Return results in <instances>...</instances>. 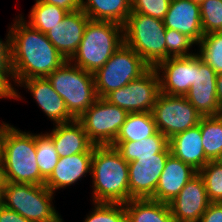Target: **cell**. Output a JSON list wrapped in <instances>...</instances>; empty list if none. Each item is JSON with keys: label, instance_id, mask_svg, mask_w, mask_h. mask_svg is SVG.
Listing matches in <instances>:
<instances>
[{"label": "cell", "instance_id": "cell-1", "mask_svg": "<svg viewBox=\"0 0 222 222\" xmlns=\"http://www.w3.org/2000/svg\"><path fill=\"white\" fill-rule=\"evenodd\" d=\"M14 19L9 26L7 72L13 90V100L17 101L23 99L15 88L21 81L34 77H47L66 60L48 40L46 34L26 23L22 13Z\"/></svg>", "mask_w": 222, "mask_h": 222}, {"label": "cell", "instance_id": "cell-2", "mask_svg": "<svg viewBox=\"0 0 222 222\" xmlns=\"http://www.w3.org/2000/svg\"><path fill=\"white\" fill-rule=\"evenodd\" d=\"M92 201L126 203L129 201L128 162L112 146H94L91 174Z\"/></svg>", "mask_w": 222, "mask_h": 222}, {"label": "cell", "instance_id": "cell-3", "mask_svg": "<svg viewBox=\"0 0 222 222\" xmlns=\"http://www.w3.org/2000/svg\"><path fill=\"white\" fill-rule=\"evenodd\" d=\"M123 44L124 26L111 21L89 20L82 41L69 61L94 74Z\"/></svg>", "mask_w": 222, "mask_h": 222}, {"label": "cell", "instance_id": "cell-4", "mask_svg": "<svg viewBox=\"0 0 222 222\" xmlns=\"http://www.w3.org/2000/svg\"><path fill=\"white\" fill-rule=\"evenodd\" d=\"M3 164L7 182L45 184L37 164L35 134L9 123H6Z\"/></svg>", "mask_w": 222, "mask_h": 222}, {"label": "cell", "instance_id": "cell-5", "mask_svg": "<svg viewBox=\"0 0 222 222\" xmlns=\"http://www.w3.org/2000/svg\"><path fill=\"white\" fill-rule=\"evenodd\" d=\"M53 194L45 185L7 182L1 204L31 222H64L52 204Z\"/></svg>", "mask_w": 222, "mask_h": 222}, {"label": "cell", "instance_id": "cell-6", "mask_svg": "<svg viewBox=\"0 0 222 222\" xmlns=\"http://www.w3.org/2000/svg\"><path fill=\"white\" fill-rule=\"evenodd\" d=\"M47 78L75 119H78L98 98L93 73L81 69L69 60Z\"/></svg>", "mask_w": 222, "mask_h": 222}, {"label": "cell", "instance_id": "cell-7", "mask_svg": "<svg viewBox=\"0 0 222 222\" xmlns=\"http://www.w3.org/2000/svg\"><path fill=\"white\" fill-rule=\"evenodd\" d=\"M166 27L163 20L130 13L124 25V43L150 67L166 60Z\"/></svg>", "mask_w": 222, "mask_h": 222}, {"label": "cell", "instance_id": "cell-8", "mask_svg": "<svg viewBox=\"0 0 222 222\" xmlns=\"http://www.w3.org/2000/svg\"><path fill=\"white\" fill-rule=\"evenodd\" d=\"M150 66L125 43L94 75L95 90L99 98H104L113 90L120 89L139 78Z\"/></svg>", "mask_w": 222, "mask_h": 222}, {"label": "cell", "instance_id": "cell-9", "mask_svg": "<svg viewBox=\"0 0 222 222\" xmlns=\"http://www.w3.org/2000/svg\"><path fill=\"white\" fill-rule=\"evenodd\" d=\"M127 115L125 109L98 97L77 120L94 145L106 146L114 142Z\"/></svg>", "mask_w": 222, "mask_h": 222}, {"label": "cell", "instance_id": "cell-10", "mask_svg": "<svg viewBox=\"0 0 222 222\" xmlns=\"http://www.w3.org/2000/svg\"><path fill=\"white\" fill-rule=\"evenodd\" d=\"M160 133L168 139L199 124L201 114L185 96L160 93L152 109Z\"/></svg>", "mask_w": 222, "mask_h": 222}, {"label": "cell", "instance_id": "cell-11", "mask_svg": "<svg viewBox=\"0 0 222 222\" xmlns=\"http://www.w3.org/2000/svg\"><path fill=\"white\" fill-rule=\"evenodd\" d=\"M159 94V76L157 70L150 67L139 78L111 91L104 99L128 113L151 112Z\"/></svg>", "mask_w": 222, "mask_h": 222}, {"label": "cell", "instance_id": "cell-12", "mask_svg": "<svg viewBox=\"0 0 222 222\" xmlns=\"http://www.w3.org/2000/svg\"><path fill=\"white\" fill-rule=\"evenodd\" d=\"M170 154L168 146L161 153L139 157V159L128 163L129 200L146 199L154 195L159 177Z\"/></svg>", "mask_w": 222, "mask_h": 222}, {"label": "cell", "instance_id": "cell-13", "mask_svg": "<svg viewBox=\"0 0 222 222\" xmlns=\"http://www.w3.org/2000/svg\"><path fill=\"white\" fill-rule=\"evenodd\" d=\"M216 78V72L196 53L194 84L185 97L201 116L222 114L216 98Z\"/></svg>", "mask_w": 222, "mask_h": 222}, {"label": "cell", "instance_id": "cell-14", "mask_svg": "<svg viewBox=\"0 0 222 222\" xmlns=\"http://www.w3.org/2000/svg\"><path fill=\"white\" fill-rule=\"evenodd\" d=\"M210 203L205 182L198 173L168 205L175 222H199Z\"/></svg>", "mask_w": 222, "mask_h": 222}, {"label": "cell", "instance_id": "cell-15", "mask_svg": "<svg viewBox=\"0 0 222 222\" xmlns=\"http://www.w3.org/2000/svg\"><path fill=\"white\" fill-rule=\"evenodd\" d=\"M154 68L159 76L160 93L185 96L194 84L195 54L188 57H170Z\"/></svg>", "mask_w": 222, "mask_h": 222}, {"label": "cell", "instance_id": "cell-16", "mask_svg": "<svg viewBox=\"0 0 222 222\" xmlns=\"http://www.w3.org/2000/svg\"><path fill=\"white\" fill-rule=\"evenodd\" d=\"M19 86L30 92L38 107L48 119L53 121V125L75 120L67 110L64 100L54 90L47 77L29 78L21 81L17 88Z\"/></svg>", "mask_w": 222, "mask_h": 222}, {"label": "cell", "instance_id": "cell-17", "mask_svg": "<svg viewBox=\"0 0 222 222\" xmlns=\"http://www.w3.org/2000/svg\"><path fill=\"white\" fill-rule=\"evenodd\" d=\"M89 20L82 9L68 12L62 22L46 33L48 40L65 60H70L76 53Z\"/></svg>", "mask_w": 222, "mask_h": 222}, {"label": "cell", "instance_id": "cell-18", "mask_svg": "<svg viewBox=\"0 0 222 222\" xmlns=\"http://www.w3.org/2000/svg\"><path fill=\"white\" fill-rule=\"evenodd\" d=\"M197 174L198 171L192 166L170 154L159 177L155 193L150 199L169 203Z\"/></svg>", "mask_w": 222, "mask_h": 222}, {"label": "cell", "instance_id": "cell-19", "mask_svg": "<svg viewBox=\"0 0 222 222\" xmlns=\"http://www.w3.org/2000/svg\"><path fill=\"white\" fill-rule=\"evenodd\" d=\"M163 22L166 29L181 32L196 44L204 35L201 26L200 5L190 0H171Z\"/></svg>", "mask_w": 222, "mask_h": 222}, {"label": "cell", "instance_id": "cell-20", "mask_svg": "<svg viewBox=\"0 0 222 222\" xmlns=\"http://www.w3.org/2000/svg\"><path fill=\"white\" fill-rule=\"evenodd\" d=\"M92 156L93 152H84L59 157L57 165L44 185L54 194L59 189L74 185L88 173L91 174Z\"/></svg>", "mask_w": 222, "mask_h": 222}, {"label": "cell", "instance_id": "cell-21", "mask_svg": "<svg viewBox=\"0 0 222 222\" xmlns=\"http://www.w3.org/2000/svg\"><path fill=\"white\" fill-rule=\"evenodd\" d=\"M49 132L47 134L52 138L59 157L94 151L95 145L88 139L87 133L77 119L55 124Z\"/></svg>", "mask_w": 222, "mask_h": 222}, {"label": "cell", "instance_id": "cell-22", "mask_svg": "<svg viewBox=\"0 0 222 222\" xmlns=\"http://www.w3.org/2000/svg\"><path fill=\"white\" fill-rule=\"evenodd\" d=\"M169 148L173 156L192 166L198 172L210 161L204 153L200 122L170 138Z\"/></svg>", "mask_w": 222, "mask_h": 222}, {"label": "cell", "instance_id": "cell-23", "mask_svg": "<svg viewBox=\"0 0 222 222\" xmlns=\"http://www.w3.org/2000/svg\"><path fill=\"white\" fill-rule=\"evenodd\" d=\"M132 0H82L81 9L94 21H111L125 25L131 13Z\"/></svg>", "mask_w": 222, "mask_h": 222}, {"label": "cell", "instance_id": "cell-24", "mask_svg": "<svg viewBox=\"0 0 222 222\" xmlns=\"http://www.w3.org/2000/svg\"><path fill=\"white\" fill-rule=\"evenodd\" d=\"M126 222H175L168 203L150 198L124 203Z\"/></svg>", "mask_w": 222, "mask_h": 222}, {"label": "cell", "instance_id": "cell-25", "mask_svg": "<svg viewBox=\"0 0 222 222\" xmlns=\"http://www.w3.org/2000/svg\"><path fill=\"white\" fill-rule=\"evenodd\" d=\"M114 147L122 158L130 163L139 157L153 156L163 152L169 146V139L159 131L141 141H114Z\"/></svg>", "mask_w": 222, "mask_h": 222}, {"label": "cell", "instance_id": "cell-26", "mask_svg": "<svg viewBox=\"0 0 222 222\" xmlns=\"http://www.w3.org/2000/svg\"><path fill=\"white\" fill-rule=\"evenodd\" d=\"M158 132L152 112L128 113L114 141H141Z\"/></svg>", "mask_w": 222, "mask_h": 222}, {"label": "cell", "instance_id": "cell-27", "mask_svg": "<svg viewBox=\"0 0 222 222\" xmlns=\"http://www.w3.org/2000/svg\"><path fill=\"white\" fill-rule=\"evenodd\" d=\"M200 131L205 156L210 161H217L222 156V114L202 116Z\"/></svg>", "mask_w": 222, "mask_h": 222}, {"label": "cell", "instance_id": "cell-28", "mask_svg": "<svg viewBox=\"0 0 222 222\" xmlns=\"http://www.w3.org/2000/svg\"><path fill=\"white\" fill-rule=\"evenodd\" d=\"M29 12L28 23L32 28L46 34L52 27L62 22L68 11L53 4L35 0Z\"/></svg>", "mask_w": 222, "mask_h": 222}, {"label": "cell", "instance_id": "cell-29", "mask_svg": "<svg viewBox=\"0 0 222 222\" xmlns=\"http://www.w3.org/2000/svg\"><path fill=\"white\" fill-rule=\"evenodd\" d=\"M36 158L41 177L46 181L58 163L59 155L52 138L46 133H35Z\"/></svg>", "mask_w": 222, "mask_h": 222}, {"label": "cell", "instance_id": "cell-30", "mask_svg": "<svg viewBox=\"0 0 222 222\" xmlns=\"http://www.w3.org/2000/svg\"><path fill=\"white\" fill-rule=\"evenodd\" d=\"M197 54L217 75L222 74V31L204 34L198 42Z\"/></svg>", "mask_w": 222, "mask_h": 222}, {"label": "cell", "instance_id": "cell-31", "mask_svg": "<svg viewBox=\"0 0 222 222\" xmlns=\"http://www.w3.org/2000/svg\"><path fill=\"white\" fill-rule=\"evenodd\" d=\"M210 202H222V163L209 161L199 172Z\"/></svg>", "mask_w": 222, "mask_h": 222}, {"label": "cell", "instance_id": "cell-32", "mask_svg": "<svg viewBox=\"0 0 222 222\" xmlns=\"http://www.w3.org/2000/svg\"><path fill=\"white\" fill-rule=\"evenodd\" d=\"M94 208L83 222H126V211L122 203L93 202Z\"/></svg>", "mask_w": 222, "mask_h": 222}, {"label": "cell", "instance_id": "cell-33", "mask_svg": "<svg viewBox=\"0 0 222 222\" xmlns=\"http://www.w3.org/2000/svg\"><path fill=\"white\" fill-rule=\"evenodd\" d=\"M200 15L204 34L222 31V0H204Z\"/></svg>", "mask_w": 222, "mask_h": 222}, {"label": "cell", "instance_id": "cell-34", "mask_svg": "<svg viewBox=\"0 0 222 222\" xmlns=\"http://www.w3.org/2000/svg\"><path fill=\"white\" fill-rule=\"evenodd\" d=\"M166 59L170 57H188L196 54L192 46L197 44L188 36L173 29H166Z\"/></svg>", "mask_w": 222, "mask_h": 222}, {"label": "cell", "instance_id": "cell-35", "mask_svg": "<svg viewBox=\"0 0 222 222\" xmlns=\"http://www.w3.org/2000/svg\"><path fill=\"white\" fill-rule=\"evenodd\" d=\"M171 0H132L131 13H140L164 20Z\"/></svg>", "mask_w": 222, "mask_h": 222}, {"label": "cell", "instance_id": "cell-36", "mask_svg": "<svg viewBox=\"0 0 222 222\" xmlns=\"http://www.w3.org/2000/svg\"><path fill=\"white\" fill-rule=\"evenodd\" d=\"M199 222H222V202H211Z\"/></svg>", "mask_w": 222, "mask_h": 222}, {"label": "cell", "instance_id": "cell-37", "mask_svg": "<svg viewBox=\"0 0 222 222\" xmlns=\"http://www.w3.org/2000/svg\"><path fill=\"white\" fill-rule=\"evenodd\" d=\"M13 99V90L11 88L8 72L0 64V99Z\"/></svg>", "mask_w": 222, "mask_h": 222}, {"label": "cell", "instance_id": "cell-38", "mask_svg": "<svg viewBox=\"0 0 222 222\" xmlns=\"http://www.w3.org/2000/svg\"><path fill=\"white\" fill-rule=\"evenodd\" d=\"M44 3L53 4L61 7L68 12L80 10L82 7V0H38Z\"/></svg>", "mask_w": 222, "mask_h": 222}, {"label": "cell", "instance_id": "cell-39", "mask_svg": "<svg viewBox=\"0 0 222 222\" xmlns=\"http://www.w3.org/2000/svg\"><path fill=\"white\" fill-rule=\"evenodd\" d=\"M0 222H31L19 213L0 204Z\"/></svg>", "mask_w": 222, "mask_h": 222}, {"label": "cell", "instance_id": "cell-40", "mask_svg": "<svg viewBox=\"0 0 222 222\" xmlns=\"http://www.w3.org/2000/svg\"><path fill=\"white\" fill-rule=\"evenodd\" d=\"M9 28L7 31V36L5 41L0 38V64L8 70L9 65Z\"/></svg>", "mask_w": 222, "mask_h": 222}, {"label": "cell", "instance_id": "cell-41", "mask_svg": "<svg viewBox=\"0 0 222 222\" xmlns=\"http://www.w3.org/2000/svg\"><path fill=\"white\" fill-rule=\"evenodd\" d=\"M216 98L222 111V74L217 75L216 78Z\"/></svg>", "mask_w": 222, "mask_h": 222}, {"label": "cell", "instance_id": "cell-42", "mask_svg": "<svg viewBox=\"0 0 222 222\" xmlns=\"http://www.w3.org/2000/svg\"><path fill=\"white\" fill-rule=\"evenodd\" d=\"M6 135V122L0 123V161H3V144Z\"/></svg>", "mask_w": 222, "mask_h": 222}, {"label": "cell", "instance_id": "cell-43", "mask_svg": "<svg viewBox=\"0 0 222 222\" xmlns=\"http://www.w3.org/2000/svg\"><path fill=\"white\" fill-rule=\"evenodd\" d=\"M7 184L5 171H4V164L3 161H0V193H2L5 185Z\"/></svg>", "mask_w": 222, "mask_h": 222}, {"label": "cell", "instance_id": "cell-44", "mask_svg": "<svg viewBox=\"0 0 222 222\" xmlns=\"http://www.w3.org/2000/svg\"><path fill=\"white\" fill-rule=\"evenodd\" d=\"M190 1L200 5L204 0H190Z\"/></svg>", "mask_w": 222, "mask_h": 222}]
</instances>
